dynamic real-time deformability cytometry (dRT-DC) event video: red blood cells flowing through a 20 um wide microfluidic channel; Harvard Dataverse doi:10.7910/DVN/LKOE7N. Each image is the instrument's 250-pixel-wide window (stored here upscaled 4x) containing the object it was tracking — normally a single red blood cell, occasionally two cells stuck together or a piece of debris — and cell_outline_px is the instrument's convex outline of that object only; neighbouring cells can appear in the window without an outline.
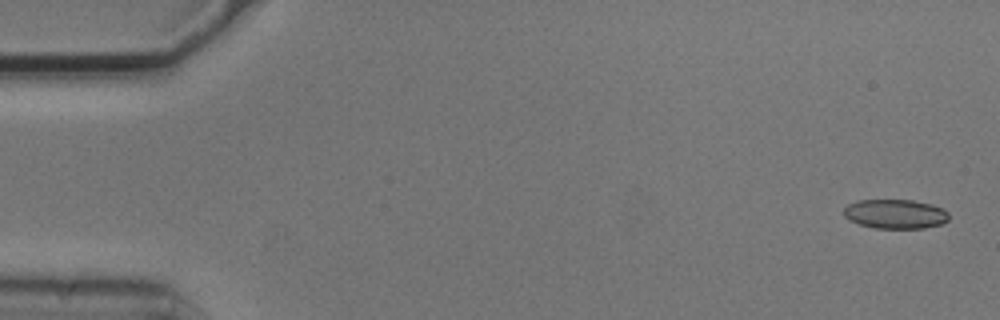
{"species": "common noctule bat (a hibernating species)", "species_latin": "Nyctalus noctula", "temperature_condition": "cold", "stored_images_in_passage": 6, "camera_frame_rate_fps": 3000, "um_per_image_px": 0.085, "animal": {"sex": "male", "body_mass_g": 20.5, "forearm_length_mm": 52.5}, "frame": {"image": 1, "passage_image": 1, "time_ms": 0.0, "image_size_px": [1000, 320], "cell_outline_px": [[948, 220], [940, 224], [924, 228], [872, 228], [848, 220], [844, 216], [844, 208], [848, 204], [856, 200], [912, 200], [932, 204], [944, 208], [948, 212]], "centroid_in_image_um": [76.09, 18.18], "position_along_channel_um": 8.9, "area_um2": 18.09}}
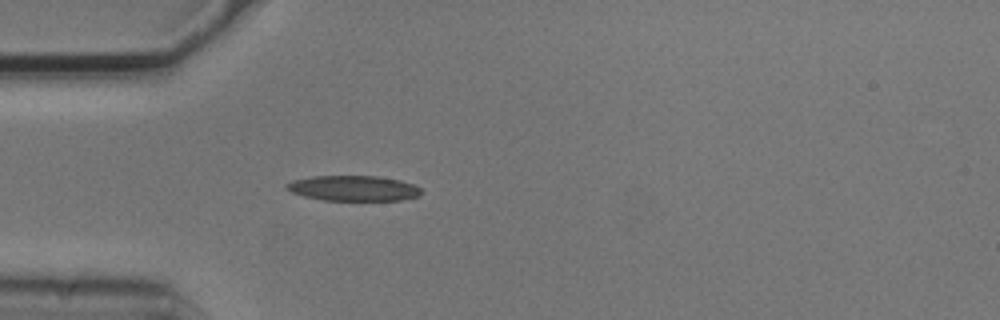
{"frame": {"image": 2, "passage_image": 5, "time_ms": 1.333, "image_size_px": [1000, 320], "cell_outline_px": [[420, 196], [400, 200], [324, 200], [304, 196], [292, 192], [284, 188], [284, 184], [292, 180], [312, 176], [376, 176], [400, 180], [412, 184], [420, 188]], "centroid_in_image_um": [30.0, 16.0], "position_along_channel_um": 55.0, "area_um2": 19.83}}